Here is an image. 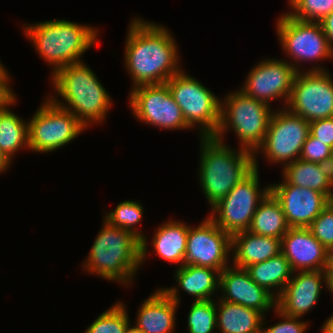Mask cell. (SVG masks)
Listing matches in <instances>:
<instances>
[{"label": "cell", "instance_id": "836d02e7", "mask_svg": "<svg viewBox=\"0 0 333 333\" xmlns=\"http://www.w3.org/2000/svg\"><path fill=\"white\" fill-rule=\"evenodd\" d=\"M332 148L314 138L310 133L303 144L299 159L312 163L328 165L331 158Z\"/></svg>", "mask_w": 333, "mask_h": 333}, {"label": "cell", "instance_id": "9c48e42d", "mask_svg": "<svg viewBox=\"0 0 333 333\" xmlns=\"http://www.w3.org/2000/svg\"><path fill=\"white\" fill-rule=\"evenodd\" d=\"M310 133V122L287 108L274 110L263 144L254 153V168L258 167V152L266 161L283 167L299 159L303 144Z\"/></svg>", "mask_w": 333, "mask_h": 333}, {"label": "cell", "instance_id": "e575fe53", "mask_svg": "<svg viewBox=\"0 0 333 333\" xmlns=\"http://www.w3.org/2000/svg\"><path fill=\"white\" fill-rule=\"evenodd\" d=\"M274 311L276 312L277 317L279 316L282 318V321L273 326L266 327L264 317L262 333H304L308 330L307 327L309 326V322L301 320V317L287 316L277 308H275Z\"/></svg>", "mask_w": 333, "mask_h": 333}, {"label": "cell", "instance_id": "7bdbcfd3", "mask_svg": "<svg viewBox=\"0 0 333 333\" xmlns=\"http://www.w3.org/2000/svg\"><path fill=\"white\" fill-rule=\"evenodd\" d=\"M328 165H329V170H330L332 178H333V149H332L331 158H330Z\"/></svg>", "mask_w": 333, "mask_h": 333}, {"label": "cell", "instance_id": "30bf717a", "mask_svg": "<svg viewBox=\"0 0 333 333\" xmlns=\"http://www.w3.org/2000/svg\"><path fill=\"white\" fill-rule=\"evenodd\" d=\"M87 130L70 111L45 99L28 121L29 150L49 153L64 147Z\"/></svg>", "mask_w": 333, "mask_h": 333}, {"label": "cell", "instance_id": "f1b7e54d", "mask_svg": "<svg viewBox=\"0 0 333 333\" xmlns=\"http://www.w3.org/2000/svg\"><path fill=\"white\" fill-rule=\"evenodd\" d=\"M143 206L140 202L125 200L120 202L114 210L109 211L103 218L111 226L130 231L141 241V265L147 258V238L142 231L134 226L140 224L143 216Z\"/></svg>", "mask_w": 333, "mask_h": 333}, {"label": "cell", "instance_id": "ffe728a7", "mask_svg": "<svg viewBox=\"0 0 333 333\" xmlns=\"http://www.w3.org/2000/svg\"><path fill=\"white\" fill-rule=\"evenodd\" d=\"M178 285L162 288L177 304L181 303L178 286L191 296L194 301L214 300L215 291L219 289L220 272L216 269L197 265H183L175 270Z\"/></svg>", "mask_w": 333, "mask_h": 333}, {"label": "cell", "instance_id": "484cf974", "mask_svg": "<svg viewBox=\"0 0 333 333\" xmlns=\"http://www.w3.org/2000/svg\"><path fill=\"white\" fill-rule=\"evenodd\" d=\"M246 270L256 284L266 289L276 299L293 274L289 261L282 253L266 261L252 264Z\"/></svg>", "mask_w": 333, "mask_h": 333}, {"label": "cell", "instance_id": "4dcf8cb0", "mask_svg": "<svg viewBox=\"0 0 333 333\" xmlns=\"http://www.w3.org/2000/svg\"><path fill=\"white\" fill-rule=\"evenodd\" d=\"M187 319L189 333H213L217 329L216 299L193 301Z\"/></svg>", "mask_w": 333, "mask_h": 333}, {"label": "cell", "instance_id": "7402d4cb", "mask_svg": "<svg viewBox=\"0 0 333 333\" xmlns=\"http://www.w3.org/2000/svg\"><path fill=\"white\" fill-rule=\"evenodd\" d=\"M232 265L246 269L281 253V239L242 231L232 235Z\"/></svg>", "mask_w": 333, "mask_h": 333}, {"label": "cell", "instance_id": "74e56055", "mask_svg": "<svg viewBox=\"0 0 333 333\" xmlns=\"http://www.w3.org/2000/svg\"><path fill=\"white\" fill-rule=\"evenodd\" d=\"M320 24L322 26L324 34L328 38L330 46L333 48V12L325 16L320 21Z\"/></svg>", "mask_w": 333, "mask_h": 333}, {"label": "cell", "instance_id": "83f0119b", "mask_svg": "<svg viewBox=\"0 0 333 333\" xmlns=\"http://www.w3.org/2000/svg\"><path fill=\"white\" fill-rule=\"evenodd\" d=\"M16 100L15 96L0 109V149L11 160L19 149H30L28 121H24L9 109Z\"/></svg>", "mask_w": 333, "mask_h": 333}, {"label": "cell", "instance_id": "6da1fadb", "mask_svg": "<svg viewBox=\"0 0 333 333\" xmlns=\"http://www.w3.org/2000/svg\"><path fill=\"white\" fill-rule=\"evenodd\" d=\"M127 31L124 65L132 78V89L166 83L182 70L177 42L162 24L135 17Z\"/></svg>", "mask_w": 333, "mask_h": 333}, {"label": "cell", "instance_id": "8992f818", "mask_svg": "<svg viewBox=\"0 0 333 333\" xmlns=\"http://www.w3.org/2000/svg\"><path fill=\"white\" fill-rule=\"evenodd\" d=\"M271 107L240 89L230 92L221 101L220 124L214 137L223 141V135L232 130L239 138L240 148L255 153L264 142L274 112Z\"/></svg>", "mask_w": 333, "mask_h": 333}, {"label": "cell", "instance_id": "1f68e13d", "mask_svg": "<svg viewBox=\"0 0 333 333\" xmlns=\"http://www.w3.org/2000/svg\"><path fill=\"white\" fill-rule=\"evenodd\" d=\"M289 7L288 14L295 19L320 22L333 12V0H291Z\"/></svg>", "mask_w": 333, "mask_h": 333}, {"label": "cell", "instance_id": "5bb4252c", "mask_svg": "<svg viewBox=\"0 0 333 333\" xmlns=\"http://www.w3.org/2000/svg\"><path fill=\"white\" fill-rule=\"evenodd\" d=\"M232 252V236L209 217L198 226L189 225L184 265H197L221 272Z\"/></svg>", "mask_w": 333, "mask_h": 333}, {"label": "cell", "instance_id": "3957f363", "mask_svg": "<svg viewBox=\"0 0 333 333\" xmlns=\"http://www.w3.org/2000/svg\"><path fill=\"white\" fill-rule=\"evenodd\" d=\"M102 225L82 264L83 270L130 286L141 267V241L130 231L113 227L105 220Z\"/></svg>", "mask_w": 333, "mask_h": 333}, {"label": "cell", "instance_id": "9a60e30c", "mask_svg": "<svg viewBox=\"0 0 333 333\" xmlns=\"http://www.w3.org/2000/svg\"><path fill=\"white\" fill-rule=\"evenodd\" d=\"M296 73L297 71L288 60L266 58L260 60L250 70L240 90L267 105H271L276 99L283 98V105H285L283 107H286Z\"/></svg>", "mask_w": 333, "mask_h": 333}, {"label": "cell", "instance_id": "ac0fdd59", "mask_svg": "<svg viewBox=\"0 0 333 333\" xmlns=\"http://www.w3.org/2000/svg\"><path fill=\"white\" fill-rule=\"evenodd\" d=\"M221 300L256 309L264 315L276 308V298L256 284L246 269L228 266L220 272Z\"/></svg>", "mask_w": 333, "mask_h": 333}, {"label": "cell", "instance_id": "52a82bcc", "mask_svg": "<svg viewBox=\"0 0 333 333\" xmlns=\"http://www.w3.org/2000/svg\"><path fill=\"white\" fill-rule=\"evenodd\" d=\"M166 84L174 101L180 106L187 126L200 128L201 137H214L220 124L222 99L182 70Z\"/></svg>", "mask_w": 333, "mask_h": 333}, {"label": "cell", "instance_id": "60d3db41", "mask_svg": "<svg viewBox=\"0 0 333 333\" xmlns=\"http://www.w3.org/2000/svg\"><path fill=\"white\" fill-rule=\"evenodd\" d=\"M326 276H327V290L330 293H333V267L331 265L326 270Z\"/></svg>", "mask_w": 333, "mask_h": 333}, {"label": "cell", "instance_id": "277c9868", "mask_svg": "<svg viewBox=\"0 0 333 333\" xmlns=\"http://www.w3.org/2000/svg\"><path fill=\"white\" fill-rule=\"evenodd\" d=\"M22 27L35 51L53 67L52 74L68 64L82 62V54L94 46L99 38L98 28L64 19Z\"/></svg>", "mask_w": 333, "mask_h": 333}, {"label": "cell", "instance_id": "d4e9b609", "mask_svg": "<svg viewBox=\"0 0 333 333\" xmlns=\"http://www.w3.org/2000/svg\"><path fill=\"white\" fill-rule=\"evenodd\" d=\"M189 225L178 220H168L160 225L151 244L158 257L173 264L184 265Z\"/></svg>", "mask_w": 333, "mask_h": 333}, {"label": "cell", "instance_id": "8d00e7d4", "mask_svg": "<svg viewBox=\"0 0 333 333\" xmlns=\"http://www.w3.org/2000/svg\"><path fill=\"white\" fill-rule=\"evenodd\" d=\"M10 75L7 69H0V109L10 102L16 94L10 87Z\"/></svg>", "mask_w": 333, "mask_h": 333}, {"label": "cell", "instance_id": "f35d334b", "mask_svg": "<svg viewBox=\"0 0 333 333\" xmlns=\"http://www.w3.org/2000/svg\"><path fill=\"white\" fill-rule=\"evenodd\" d=\"M12 160L9 159L4 152L0 149V173L6 172V169L11 166Z\"/></svg>", "mask_w": 333, "mask_h": 333}, {"label": "cell", "instance_id": "7c38bea8", "mask_svg": "<svg viewBox=\"0 0 333 333\" xmlns=\"http://www.w3.org/2000/svg\"><path fill=\"white\" fill-rule=\"evenodd\" d=\"M286 108L308 122L333 117V77L321 65L297 72Z\"/></svg>", "mask_w": 333, "mask_h": 333}, {"label": "cell", "instance_id": "4fadbf2b", "mask_svg": "<svg viewBox=\"0 0 333 333\" xmlns=\"http://www.w3.org/2000/svg\"><path fill=\"white\" fill-rule=\"evenodd\" d=\"M129 93V107L138 121L166 130H190L166 83L138 86Z\"/></svg>", "mask_w": 333, "mask_h": 333}, {"label": "cell", "instance_id": "e0dca14e", "mask_svg": "<svg viewBox=\"0 0 333 333\" xmlns=\"http://www.w3.org/2000/svg\"><path fill=\"white\" fill-rule=\"evenodd\" d=\"M322 284L327 288L326 271L293 272L286 287L276 299V308L287 316L302 318L318 302L323 289Z\"/></svg>", "mask_w": 333, "mask_h": 333}, {"label": "cell", "instance_id": "2e32d148", "mask_svg": "<svg viewBox=\"0 0 333 333\" xmlns=\"http://www.w3.org/2000/svg\"><path fill=\"white\" fill-rule=\"evenodd\" d=\"M270 192L280 202L290 228H308L332 201L323 193L288 184H270Z\"/></svg>", "mask_w": 333, "mask_h": 333}, {"label": "cell", "instance_id": "b9f144b4", "mask_svg": "<svg viewBox=\"0 0 333 333\" xmlns=\"http://www.w3.org/2000/svg\"><path fill=\"white\" fill-rule=\"evenodd\" d=\"M125 333H145L143 330L138 328L136 325L131 326L130 323L128 324Z\"/></svg>", "mask_w": 333, "mask_h": 333}, {"label": "cell", "instance_id": "d590c367", "mask_svg": "<svg viewBox=\"0 0 333 333\" xmlns=\"http://www.w3.org/2000/svg\"><path fill=\"white\" fill-rule=\"evenodd\" d=\"M310 134L333 149V117L311 121Z\"/></svg>", "mask_w": 333, "mask_h": 333}, {"label": "cell", "instance_id": "f546056e", "mask_svg": "<svg viewBox=\"0 0 333 333\" xmlns=\"http://www.w3.org/2000/svg\"><path fill=\"white\" fill-rule=\"evenodd\" d=\"M123 302H115L112 307L98 315L84 333H125L130 319Z\"/></svg>", "mask_w": 333, "mask_h": 333}, {"label": "cell", "instance_id": "d6986e66", "mask_svg": "<svg viewBox=\"0 0 333 333\" xmlns=\"http://www.w3.org/2000/svg\"><path fill=\"white\" fill-rule=\"evenodd\" d=\"M281 253L289 261L293 272L326 271L330 266L331 253L309 228H289L281 238Z\"/></svg>", "mask_w": 333, "mask_h": 333}, {"label": "cell", "instance_id": "ab89813d", "mask_svg": "<svg viewBox=\"0 0 333 333\" xmlns=\"http://www.w3.org/2000/svg\"><path fill=\"white\" fill-rule=\"evenodd\" d=\"M322 325L321 333H333V314Z\"/></svg>", "mask_w": 333, "mask_h": 333}, {"label": "cell", "instance_id": "603a6c76", "mask_svg": "<svg viewBox=\"0 0 333 333\" xmlns=\"http://www.w3.org/2000/svg\"><path fill=\"white\" fill-rule=\"evenodd\" d=\"M265 315L253 308L216 301L217 328L221 333H262Z\"/></svg>", "mask_w": 333, "mask_h": 333}, {"label": "cell", "instance_id": "cb8c5ba5", "mask_svg": "<svg viewBox=\"0 0 333 333\" xmlns=\"http://www.w3.org/2000/svg\"><path fill=\"white\" fill-rule=\"evenodd\" d=\"M282 175L288 184L319 191L333 201V178L329 165L297 159L283 167Z\"/></svg>", "mask_w": 333, "mask_h": 333}, {"label": "cell", "instance_id": "4316f807", "mask_svg": "<svg viewBox=\"0 0 333 333\" xmlns=\"http://www.w3.org/2000/svg\"><path fill=\"white\" fill-rule=\"evenodd\" d=\"M289 228L280 202L269 192L259 203L247 231L281 239Z\"/></svg>", "mask_w": 333, "mask_h": 333}, {"label": "cell", "instance_id": "8fae6325", "mask_svg": "<svg viewBox=\"0 0 333 333\" xmlns=\"http://www.w3.org/2000/svg\"><path fill=\"white\" fill-rule=\"evenodd\" d=\"M276 25L282 49L288 58L295 62L290 61L297 72L301 71L299 65L303 61L320 62L333 58V48L320 22L302 21L284 13L279 16Z\"/></svg>", "mask_w": 333, "mask_h": 333}, {"label": "cell", "instance_id": "ee69618b", "mask_svg": "<svg viewBox=\"0 0 333 333\" xmlns=\"http://www.w3.org/2000/svg\"><path fill=\"white\" fill-rule=\"evenodd\" d=\"M330 265L333 267V251L331 252Z\"/></svg>", "mask_w": 333, "mask_h": 333}, {"label": "cell", "instance_id": "ba28073f", "mask_svg": "<svg viewBox=\"0 0 333 333\" xmlns=\"http://www.w3.org/2000/svg\"><path fill=\"white\" fill-rule=\"evenodd\" d=\"M258 173L254 168L211 207L209 217L231 236L248 230L259 203L270 192V185L260 189Z\"/></svg>", "mask_w": 333, "mask_h": 333}, {"label": "cell", "instance_id": "f6af8a7d", "mask_svg": "<svg viewBox=\"0 0 333 333\" xmlns=\"http://www.w3.org/2000/svg\"><path fill=\"white\" fill-rule=\"evenodd\" d=\"M3 65H4V64H2L1 61H0V69H6V67L3 66Z\"/></svg>", "mask_w": 333, "mask_h": 333}, {"label": "cell", "instance_id": "5b68a950", "mask_svg": "<svg viewBox=\"0 0 333 333\" xmlns=\"http://www.w3.org/2000/svg\"><path fill=\"white\" fill-rule=\"evenodd\" d=\"M200 140L199 183L211 208L254 169V153L215 137Z\"/></svg>", "mask_w": 333, "mask_h": 333}, {"label": "cell", "instance_id": "d6a6232c", "mask_svg": "<svg viewBox=\"0 0 333 333\" xmlns=\"http://www.w3.org/2000/svg\"><path fill=\"white\" fill-rule=\"evenodd\" d=\"M308 228L331 253L333 251V201L321 211Z\"/></svg>", "mask_w": 333, "mask_h": 333}, {"label": "cell", "instance_id": "7a4b0ae2", "mask_svg": "<svg viewBox=\"0 0 333 333\" xmlns=\"http://www.w3.org/2000/svg\"><path fill=\"white\" fill-rule=\"evenodd\" d=\"M98 79L83 61L68 64L51 74L53 89L61 96V100L54 93L48 95V98L70 111L86 128L91 123H103L113 102Z\"/></svg>", "mask_w": 333, "mask_h": 333}, {"label": "cell", "instance_id": "44dd1931", "mask_svg": "<svg viewBox=\"0 0 333 333\" xmlns=\"http://www.w3.org/2000/svg\"><path fill=\"white\" fill-rule=\"evenodd\" d=\"M178 306L179 304L160 288L140 305L135 325L145 333H173Z\"/></svg>", "mask_w": 333, "mask_h": 333}]
</instances>
